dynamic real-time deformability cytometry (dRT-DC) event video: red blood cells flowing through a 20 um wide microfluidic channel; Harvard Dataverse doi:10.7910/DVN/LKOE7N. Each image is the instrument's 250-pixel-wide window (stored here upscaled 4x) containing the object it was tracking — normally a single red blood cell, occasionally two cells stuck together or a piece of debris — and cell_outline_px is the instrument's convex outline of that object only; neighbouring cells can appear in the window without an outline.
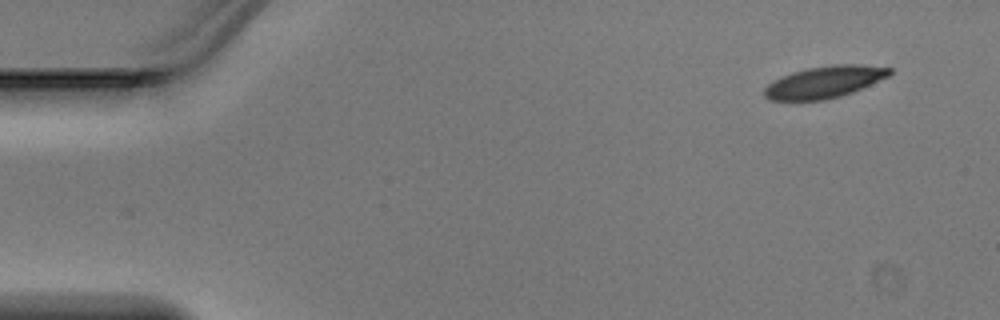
{"species": "Egyptian fruit bat (a non-hibernating species)", "species_latin": "Rousettus aegyptiacus", "temperature_condition": "warm", "stored_images_in_passage": 3, "camera_frame_rate_fps": 3000, "um_per_image_px": 0.085, "animal": {"sex": "male"}, "frame": {"image": 1, "passage_image": 1, "time_ms": 0.0, "image_size_px": [1000, 320], "cell_outline_px": [[892, 72], [888, 76], [852, 92], [840, 96], [824, 100], [768, 100], [764, 96], [764, 88], [772, 80], [792, 72], [808, 68], [836, 64], [856, 64], [892, 68]], "centroid_in_image_um": [70.04, 6.97], "position_along_channel_um": 15.0, "area_um2": 23.06}}
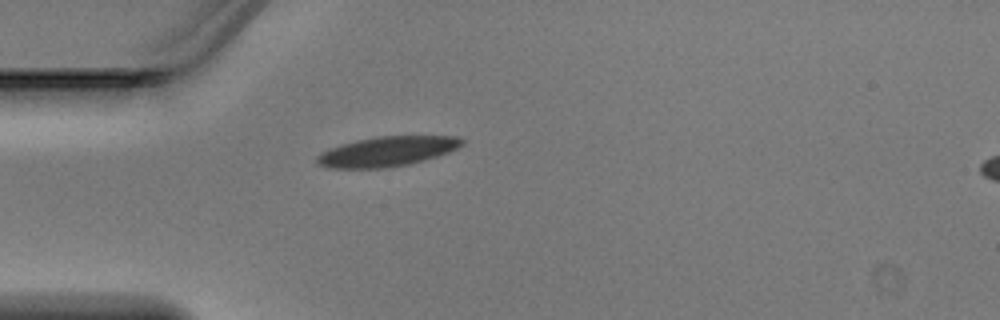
{"frame": {"image": 2, "passage_image": 3, "time_ms": 0.667, "image_size_px": [1000, 320], "cell_outline_px": [[464, 144], [448, 152], [436, 156], [408, 164], [384, 168], [328, 168], [316, 164], [316, 156], [320, 152], [328, 148], [340, 144], [356, 140], [376, 136], [460, 136], [464, 140]], "centroid_in_image_um": [32.85, 12.86], "position_along_channel_um": 52.2, "area_um2": 25.32}}